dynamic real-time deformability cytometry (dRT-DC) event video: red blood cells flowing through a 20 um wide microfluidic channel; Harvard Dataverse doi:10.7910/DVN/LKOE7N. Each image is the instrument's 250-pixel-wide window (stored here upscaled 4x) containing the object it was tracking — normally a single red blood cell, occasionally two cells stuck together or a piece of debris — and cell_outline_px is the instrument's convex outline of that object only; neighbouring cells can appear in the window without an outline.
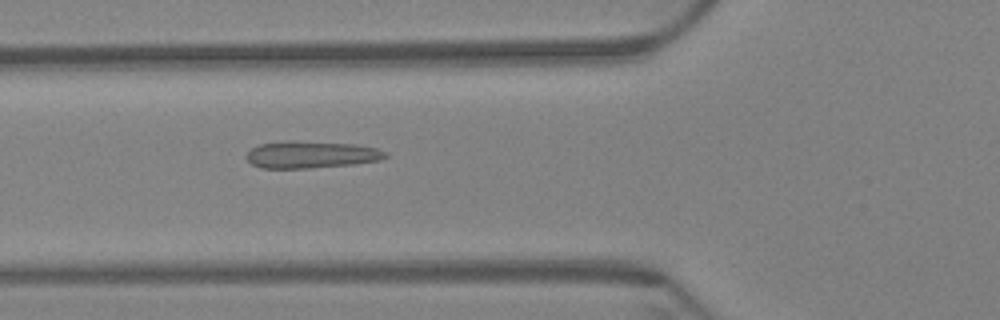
{"species": "Egyptian fruit bat (a non-hibernating species)", "species_latin": "Rousettus aegyptiacus", "temperature_condition": "warm", "stored_images_in_passage": 58, "camera_frame_rate_fps": 3000, "um_per_image_px": 0.085, "animal": {"sex": "female"}, "frame": {"image": 1, "passage_image": 22, "time_ms": 7.0, "image_size_px": [1000, 320], "cell_outline_px": [[388, 156], [380, 160], [352, 164], [308, 168], [260, 168], [252, 164], [244, 156], [252, 148], [260, 144], [284, 140], [292, 140], [356, 144], [376, 148], [388, 152]], "centroid_in_image_um": [26.43, 13.13], "position_along_channel_um": 99.4, "area_um2": 22.08}}
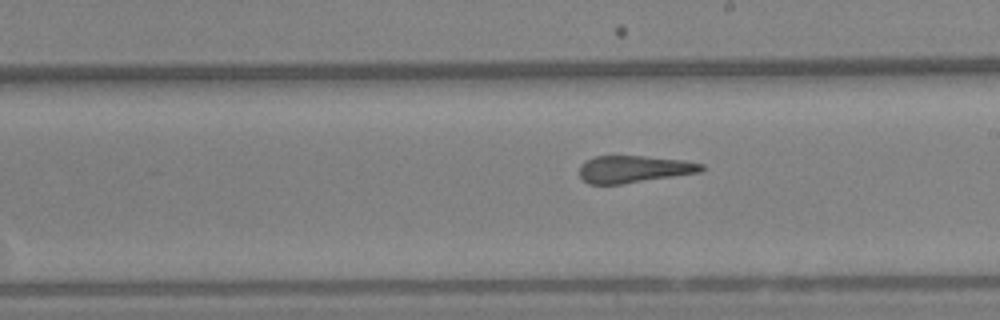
{"frame": {"image": 2, "passage_image": 34, "time_ms": 11.0, "image_size_px": [1000, 320], "cell_outline_px": [[704, 168], [700, 172], [620, 184], [588, 184], [580, 176], [580, 164], [596, 156], [644, 156], [680, 160], [704, 164]], "centroid_in_image_um": [53.85, 14.37], "position_along_channel_um": 235.1, "area_um2": 18.96}}
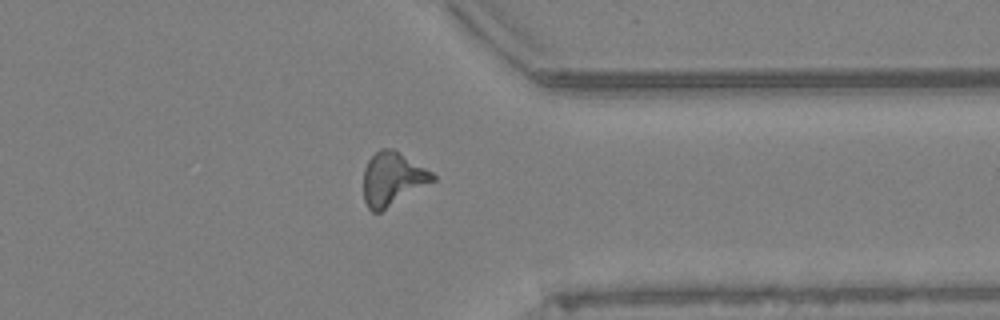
{"frame": {"image": 3, "passage_image": 47, "time_ms": 15.333, "image_size_px": [1000, 320], "cell_outline_px": [[436, 180], [380, 212], [372, 212], [368, 208], [364, 200], [364, 168], [368, 160], [380, 148], [392, 148], [432, 172], [436, 176]], "centroid_in_image_um": [33.35, 15.21], "position_along_channel_um": 378.0, "area_um2": 21.33}}